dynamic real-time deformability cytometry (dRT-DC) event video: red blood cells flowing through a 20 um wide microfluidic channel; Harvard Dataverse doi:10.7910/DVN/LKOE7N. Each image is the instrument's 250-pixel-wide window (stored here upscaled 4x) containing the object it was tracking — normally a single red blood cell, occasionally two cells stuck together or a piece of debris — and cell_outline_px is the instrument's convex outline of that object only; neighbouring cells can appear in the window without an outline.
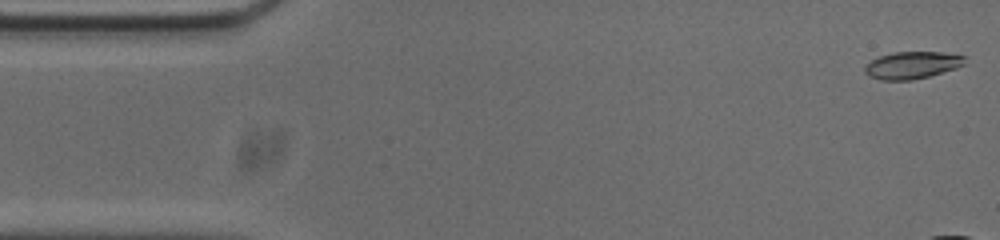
{"species": "common noctule bat (a hibernating species)", "species_latin": "Nyctalus noctula", "temperature_condition": "cold", "stored_images_in_passage": 12, "camera_frame_rate_fps": 3000, "um_per_image_px": 0.085, "animal": {"sex": "male", "body_mass_g": 20.0, "forearm_length_mm": 53.3}, "frame": {"image": 1, "passage_image": 1, "time_ms": 0.0, "image_size_px": [1000, 240], "cell_outline_px": [[964, 64], [956, 68], [928, 76], [912, 80], [880, 80], [868, 76], [864, 72], [864, 68], [872, 60], [880, 56], [892, 52], [944, 52], [964, 56]], "centroid_in_image_um": [77.5, 5.54], "position_along_channel_um": 7.5, "area_um2": 15.72}}